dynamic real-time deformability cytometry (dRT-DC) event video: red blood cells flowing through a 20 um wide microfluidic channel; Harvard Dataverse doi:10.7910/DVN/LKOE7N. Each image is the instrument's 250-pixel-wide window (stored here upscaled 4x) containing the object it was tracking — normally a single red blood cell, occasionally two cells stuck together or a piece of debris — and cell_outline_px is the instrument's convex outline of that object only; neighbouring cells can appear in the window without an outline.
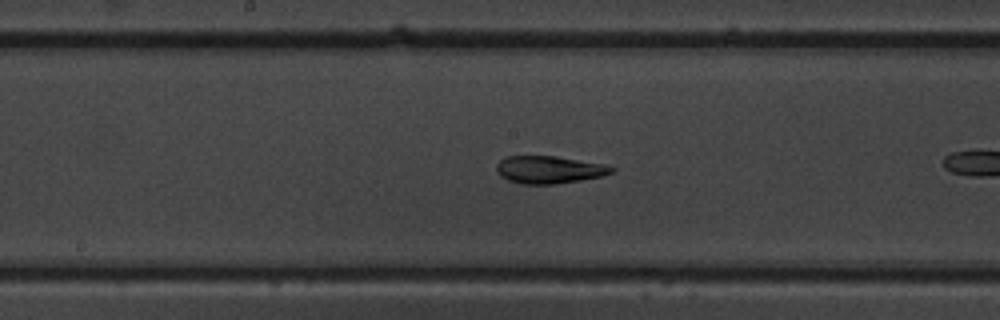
{"species": "common noctule bat (a hibernating species)", "species_latin": "Nyctalus noctula", "temperature_condition": "warm", "stored_images_in_passage": 33, "camera_frame_rate_fps": 3000, "um_per_image_px": 0.085, "animal": {"sex": "male", "body_mass_g": 19.5, "forearm_length_mm": 54.6}, "frame": {"image": 1, "passage_image": 19, "time_ms": 6.0, "image_size_px": [1000, 320], "cell_outline_px": [[616, 168], [612, 172], [600, 176], [580, 180], [556, 184], [520, 184], [508, 180], [500, 176], [496, 172], [496, 164], [504, 156], [556, 156], [604, 164]], "centroid_in_image_um": [46.62, 14.42], "position_along_channel_um": 201.6, "area_um2": 18.5}}